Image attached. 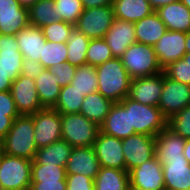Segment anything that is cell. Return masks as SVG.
Returning <instances> with one entry per match:
<instances>
[{
    "label": "cell",
    "mask_w": 190,
    "mask_h": 190,
    "mask_svg": "<svg viewBox=\"0 0 190 190\" xmlns=\"http://www.w3.org/2000/svg\"><path fill=\"white\" fill-rule=\"evenodd\" d=\"M120 103L129 109L130 129L137 134L155 137L168 126V119L159 107L141 104L129 97Z\"/></svg>",
    "instance_id": "3957f363"
},
{
    "label": "cell",
    "mask_w": 190,
    "mask_h": 190,
    "mask_svg": "<svg viewBox=\"0 0 190 190\" xmlns=\"http://www.w3.org/2000/svg\"><path fill=\"white\" fill-rule=\"evenodd\" d=\"M45 68L41 65L40 62L33 61L27 58H24L22 61L21 74L34 79L38 77Z\"/></svg>",
    "instance_id": "f6af8a7d"
},
{
    "label": "cell",
    "mask_w": 190,
    "mask_h": 190,
    "mask_svg": "<svg viewBox=\"0 0 190 190\" xmlns=\"http://www.w3.org/2000/svg\"><path fill=\"white\" fill-rule=\"evenodd\" d=\"M164 73L175 81L190 85V63L183 58L171 63Z\"/></svg>",
    "instance_id": "60d3db41"
},
{
    "label": "cell",
    "mask_w": 190,
    "mask_h": 190,
    "mask_svg": "<svg viewBox=\"0 0 190 190\" xmlns=\"http://www.w3.org/2000/svg\"><path fill=\"white\" fill-rule=\"evenodd\" d=\"M67 43L46 41L39 62L45 69L67 62Z\"/></svg>",
    "instance_id": "e575fe53"
},
{
    "label": "cell",
    "mask_w": 190,
    "mask_h": 190,
    "mask_svg": "<svg viewBox=\"0 0 190 190\" xmlns=\"http://www.w3.org/2000/svg\"><path fill=\"white\" fill-rule=\"evenodd\" d=\"M90 39L76 29L72 31L67 43V62L79 67L86 64V54Z\"/></svg>",
    "instance_id": "1f68e13d"
},
{
    "label": "cell",
    "mask_w": 190,
    "mask_h": 190,
    "mask_svg": "<svg viewBox=\"0 0 190 190\" xmlns=\"http://www.w3.org/2000/svg\"><path fill=\"white\" fill-rule=\"evenodd\" d=\"M59 20L75 25L84 11L81 0H54Z\"/></svg>",
    "instance_id": "74e56055"
},
{
    "label": "cell",
    "mask_w": 190,
    "mask_h": 190,
    "mask_svg": "<svg viewBox=\"0 0 190 190\" xmlns=\"http://www.w3.org/2000/svg\"><path fill=\"white\" fill-rule=\"evenodd\" d=\"M156 12L167 30L185 33L190 31V9L180 0L160 7Z\"/></svg>",
    "instance_id": "603a6c76"
},
{
    "label": "cell",
    "mask_w": 190,
    "mask_h": 190,
    "mask_svg": "<svg viewBox=\"0 0 190 190\" xmlns=\"http://www.w3.org/2000/svg\"><path fill=\"white\" fill-rule=\"evenodd\" d=\"M65 168L58 165H32L31 182L66 181Z\"/></svg>",
    "instance_id": "8d00e7d4"
},
{
    "label": "cell",
    "mask_w": 190,
    "mask_h": 190,
    "mask_svg": "<svg viewBox=\"0 0 190 190\" xmlns=\"http://www.w3.org/2000/svg\"><path fill=\"white\" fill-rule=\"evenodd\" d=\"M136 41L154 46L167 31L166 25L156 11L134 23Z\"/></svg>",
    "instance_id": "d4e9b609"
},
{
    "label": "cell",
    "mask_w": 190,
    "mask_h": 190,
    "mask_svg": "<svg viewBox=\"0 0 190 190\" xmlns=\"http://www.w3.org/2000/svg\"><path fill=\"white\" fill-rule=\"evenodd\" d=\"M65 169L66 175L82 174L94 180L100 165L93 146L73 147Z\"/></svg>",
    "instance_id": "e0dca14e"
},
{
    "label": "cell",
    "mask_w": 190,
    "mask_h": 190,
    "mask_svg": "<svg viewBox=\"0 0 190 190\" xmlns=\"http://www.w3.org/2000/svg\"><path fill=\"white\" fill-rule=\"evenodd\" d=\"M23 59L16 35L0 34V71L12 82L21 74Z\"/></svg>",
    "instance_id": "ac0fdd59"
},
{
    "label": "cell",
    "mask_w": 190,
    "mask_h": 190,
    "mask_svg": "<svg viewBox=\"0 0 190 190\" xmlns=\"http://www.w3.org/2000/svg\"><path fill=\"white\" fill-rule=\"evenodd\" d=\"M128 173L129 187H138L146 190L165 188L162 163L156 156L134 167Z\"/></svg>",
    "instance_id": "4fadbf2b"
},
{
    "label": "cell",
    "mask_w": 190,
    "mask_h": 190,
    "mask_svg": "<svg viewBox=\"0 0 190 190\" xmlns=\"http://www.w3.org/2000/svg\"><path fill=\"white\" fill-rule=\"evenodd\" d=\"M100 167L125 170L122 139L99 131L93 144Z\"/></svg>",
    "instance_id": "7c38bea8"
},
{
    "label": "cell",
    "mask_w": 190,
    "mask_h": 190,
    "mask_svg": "<svg viewBox=\"0 0 190 190\" xmlns=\"http://www.w3.org/2000/svg\"><path fill=\"white\" fill-rule=\"evenodd\" d=\"M186 53H190V31L186 33Z\"/></svg>",
    "instance_id": "db71d44e"
},
{
    "label": "cell",
    "mask_w": 190,
    "mask_h": 190,
    "mask_svg": "<svg viewBox=\"0 0 190 190\" xmlns=\"http://www.w3.org/2000/svg\"><path fill=\"white\" fill-rule=\"evenodd\" d=\"M32 116L34 141L38 149L62 139L61 114L58 111L53 108H44Z\"/></svg>",
    "instance_id": "ba28073f"
},
{
    "label": "cell",
    "mask_w": 190,
    "mask_h": 190,
    "mask_svg": "<svg viewBox=\"0 0 190 190\" xmlns=\"http://www.w3.org/2000/svg\"><path fill=\"white\" fill-rule=\"evenodd\" d=\"M183 155L190 164V139H185V146L183 150Z\"/></svg>",
    "instance_id": "816d5d0a"
},
{
    "label": "cell",
    "mask_w": 190,
    "mask_h": 190,
    "mask_svg": "<svg viewBox=\"0 0 190 190\" xmlns=\"http://www.w3.org/2000/svg\"><path fill=\"white\" fill-rule=\"evenodd\" d=\"M32 115H19L2 140L3 153L33 161L37 153Z\"/></svg>",
    "instance_id": "7a4b0ae2"
},
{
    "label": "cell",
    "mask_w": 190,
    "mask_h": 190,
    "mask_svg": "<svg viewBox=\"0 0 190 190\" xmlns=\"http://www.w3.org/2000/svg\"><path fill=\"white\" fill-rule=\"evenodd\" d=\"M28 25V8L18 0H0V34L16 35Z\"/></svg>",
    "instance_id": "2e32d148"
},
{
    "label": "cell",
    "mask_w": 190,
    "mask_h": 190,
    "mask_svg": "<svg viewBox=\"0 0 190 190\" xmlns=\"http://www.w3.org/2000/svg\"><path fill=\"white\" fill-rule=\"evenodd\" d=\"M112 7L115 19L133 23L154 12L148 0H113Z\"/></svg>",
    "instance_id": "4316f807"
},
{
    "label": "cell",
    "mask_w": 190,
    "mask_h": 190,
    "mask_svg": "<svg viewBox=\"0 0 190 190\" xmlns=\"http://www.w3.org/2000/svg\"><path fill=\"white\" fill-rule=\"evenodd\" d=\"M84 10L95 7L112 5L113 0H81Z\"/></svg>",
    "instance_id": "c3c4849f"
},
{
    "label": "cell",
    "mask_w": 190,
    "mask_h": 190,
    "mask_svg": "<svg viewBox=\"0 0 190 190\" xmlns=\"http://www.w3.org/2000/svg\"><path fill=\"white\" fill-rule=\"evenodd\" d=\"M67 182H31L29 190H66Z\"/></svg>",
    "instance_id": "bcb514c9"
},
{
    "label": "cell",
    "mask_w": 190,
    "mask_h": 190,
    "mask_svg": "<svg viewBox=\"0 0 190 190\" xmlns=\"http://www.w3.org/2000/svg\"><path fill=\"white\" fill-rule=\"evenodd\" d=\"M128 190H146L138 187H129ZM149 190H154V189H149ZM157 190H167L166 188L163 189H157Z\"/></svg>",
    "instance_id": "11a10c76"
},
{
    "label": "cell",
    "mask_w": 190,
    "mask_h": 190,
    "mask_svg": "<svg viewBox=\"0 0 190 190\" xmlns=\"http://www.w3.org/2000/svg\"><path fill=\"white\" fill-rule=\"evenodd\" d=\"M73 147L60 139L48 146L37 149L32 165H58L66 167Z\"/></svg>",
    "instance_id": "484cf974"
},
{
    "label": "cell",
    "mask_w": 190,
    "mask_h": 190,
    "mask_svg": "<svg viewBox=\"0 0 190 190\" xmlns=\"http://www.w3.org/2000/svg\"><path fill=\"white\" fill-rule=\"evenodd\" d=\"M186 33L167 30L153 46L159 64L164 70L186 53Z\"/></svg>",
    "instance_id": "5bb4252c"
},
{
    "label": "cell",
    "mask_w": 190,
    "mask_h": 190,
    "mask_svg": "<svg viewBox=\"0 0 190 190\" xmlns=\"http://www.w3.org/2000/svg\"><path fill=\"white\" fill-rule=\"evenodd\" d=\"M114 57L120 58L127 48L136 41L133 22L114 19L104 37Z\"/></svg>",
    "instance_id": "d6986e66"
},
{
    "label": "cell",
    "mask_w": 190,
    "mask_h": 190,
    "mask_svg": "<svg viewBox=\"0 0 190 190\" xmlns=\"http://www.w3.org/2000/svg\"><path fill=\"white\" fill-rule=\"evenodd\" d=\"M57 81V76L51 73L49 69H45L35 78L38 98L43 108L55 107L61 90Z\"/></svg>",
    "instance_id": "83f0119b"
},
{
    "label": "cell",
    "mask_w": 190,
    "mask_h": 190,
    "mask_svg": "<svg viewBox=\"0 0 190 190\" xmlns=\"http://www.w3.org/2000/svg\"><path fill=\"white\" fill-rule=\"evenodd\" d=\"M97 91L113 103L121 102L128 97L131 78L120 58H112L95 67Z\"/></svg>",
    "instance_id": "6da1fadb"
},
{
    "label": "cell",
    "mask_w": 190,
    "mask_h": 190,
    "mask_svg": "<svg viewBox=\"0 0 190 190\" xmlns=\"http://www.w3.org/2000/svg\"><path fill=\"white\" fill-rule=\"evenodd\" d=\"M180 1L190 9V0H180Z\"/></svg>",
    "instance_id": "6f0895ef"
},
{
    "label": "cell",
    "mask_w": 190,
    "mask_h": 190,
    "mask_svg": "<svg viewBox=\"0 0 190 190\" xmlns=\"http://www.w3.org/2000/svg\"><path fill=\"white\" fill-rule=\"evenodd\" d=\"M70 84L74 85V88L83 93L84 96L96 92L98 88L96 68L87 64L77 67Z\"/></svg>",
    "instance_id": "836d02e7"
},
{
    "label": "cell",
    "mask_w": 190,
    "mask_h": 190,
    "mask_svg": "<svg viewBox=\"0 0 190 190\" xmlns=\"http://www.w3.org/2000/svg\"><path fill=\"white\" fill-rule=\"evenodd\" d=\"M190 105V85L168 77L163 71V90L158 107L169 120L173 115Z\"/></svg>",
    "instance_id": "9c48e42d"
},
{
    "label": "cell",
    "mask_w": 190,
    "mask_h": 190,
    "mask_svg": "<svg viewBox=\"0 0 190 190\" xmlns=\"http://www.w3.org/2000/svg\"><path fill=\"white\" fill-rule=\"evenodd\" d=\"M176 1H179V0H148V2L150 3V6L152 7L154 11L158 10L162 6H166Z\"/></svg>",
    "instance_id": "f907efd6"
},
{
    "label": "cell",
    "mask_w": 190,
    "mask_h": 190,
    "mask_svg": "<svg viewBox=\"0 0 190 190\" xmlns=\"http://www.w3.org/2000/svg\"><path fill=\"white\" fill-rule=\"evenodd\" d=\"M10 92L20 115H32L44 109L39 101L34 79L20 74L12 82Z\"/></svg>",
    "instance_id": "8fae6325"
},
{
    "label": "cell",
    "mask_w": 190,
    "mask_h": 190,
    "mask_svg": "<svg viewBox=\"0 0 190 190\" xmlns=\"http://www.w3.org/2000/svg\"><path fill=\"white\" fill-rule=\"evenodd\" d=\"M185 139L168 126L155 136V156L162 163L168 159H182Z\"/></svg>",
    "instance_id": "44dd1931"
},
{
    "label": "cell",
    "mask_w": 190,
    "mask_h": 190,
    "mask_svg": "<svg viewBox=\"0 0 190 190\" xmlns=\"http://www.w3.org/2000/svg\"><path fill=\"white\" fill-rule=\"evenodd\" d=\"M85 96L74 88V85L68 84L61 87L58 101L53 109L60 114L80 113L82 102Z\"/></svg>",
    "instance_id": "d6a6232c"
},
{
    "label": "cell",
    "mask_w": 190,
    "mask_h": 190,
    "mask_svg": "<svg viewBox=\"0 0 190 190\" xmlns=\"http://www.w3.org/2000/svg\"><path fill=\"white\" fill-rule=\"evenodd\" d=\"M0 115L19 116L10 91L0 92Z\"/></svg>",
    "instance_id": "ee69618b"
},
{
    "label": "cell",
    "mask_w": 190,
    "mask_h": 190,
    "mask_svg": "<svg viewBox=\"0 0 190 190\" xmlns=\"http://www.w3.org/2000/svg\"><path fill=\"white\" fill-rule=\"evenodd\" d=\"M38 0H18V2L20 3V5L22 7L25 8H30L31 6H33Z\"/></svg>",
    "instance_id": "f5cc1de1"
},
{
    "label": "cell",
    "mask_w": 190,
    "mask_h": 190,
    "mask_svg": "<svg viewBox=\"0 0 190 190\" xmlns=\"http://www.w3.org/2000/svg\"><path fill=\"white\" fill-rule=\"evenodd\" d=\"M32 161L2 153L0 156V188L3 190H29Z\"/></svg>",
    "instance_id": "8992f818"
},
{
    "label": "cell",
    "mask_w": 190,
    "mask_h": 190,
    "mask_svg": "<svg viewBox=\"0 0 190 190\" xmlns=\"http://www.w3.org/2000/svg\"><path fill=\"white\" fill-rule=\"evenodd\" d=\"M162 169L167 190H190V164L185 157L168 159Z\"/></svg>",
    "instance_id": "7402d4cb"
},
{
    "label": "cell",
    "mask_w": 190,
    "mask_h": 190,
    "mask_svg": "<svg viewBox=\"0 0 190 190\" xmlns=\"http://www.w3.org/2000/svg\"><path fill=\"white\" fill-rule=\"evenodd\" d=\"M122 148L125 170L129 172L155 156V137L135 133L122 139Z\"/></svg>",
    "instance_id": "30bf717a"
},
{
    "label": "cell",
    "mask_w": 190,
    "mask_h": 190,
    "mask_svg": "<svg viewBox=\"0 0 190 190\" xmlns=\"http://www.w3.org/2000/svg\"><path fill=\"white\" fill-rule=\"evenodd\" d=\"M129 173L126 170L100 167L94 179L95 190H128Z\"/></svg>",
    "instance_id": "f546056e"
},
{
    "label": "cell",
    "mask_w": 190,
    "mask_h": 190,
    "mask_svg": "<svg viewBox=\"0 0 190 190\" xmlns=\"http://www.w3.org/2000/svg\"><path fill=\"white\" fill-rule=\"evenodd\" d=\"M29 25L42 28L59 20L54 0H38L28 9Z\"/></svg>",
    "instance_id": "4dcf8cb0"
},
{
    "label": "cell",
    "mask_w": 190,
    "mask_h": 190,
    "mask_svg": "<svg viewBox=\"0 0 190 190\" xmlns=\"http://www.w3.org/2000/svg\"><path fill=\"white\" fill-rule=\"evenodd\" d=\"M183 59H185V61H189V63H190V53H185L183 55Z\"/></svg>",
    "instance_id": "9f6ffc18"
},
{
    "label": "cell",
    "mask_w": 190,
    "mask_h": 190,
    "mask_svg": "<svg viewBox=\"0 0 190 190\" xmlns=\"http://www.w3.org/2000/svg\"><path fill=\"white\" fill-rule=\"evenodd\" d=\"M100 131L118 139H125L135 134L134 129H130L129 109L120 102L114 103L100 126Z\"/></svg>",
    "instance_id": "ffe728a7"
},
{
    "label": "cell",
    "mask_w": 190,
    "mask_h": 190,
    "mask_svg": "<svg viewBox=\"0 0 190 190\" xmlns=\"http://www.w3.org/2000/svg\"><path fill=\"white\" fill-rule=\"evenodd\" d=\"M66 190H95L94 180L82 174L66 175Z\"/></svg>",
    "instance_id": "7bdbcfd3"
},
{
    "label": "cell",
    "mask_w": 190,
    "mask_h": 190,
    "mask_svg": "<svg viewBox=\"0 0 190 190\" xmlns=\"http://www.w3.org/2000/svg\"><path fill=\"white\" fill-rule=\"evenodd\" d=\"M163 90V72L132 79L128 97L141 104L158 107Z\"/></svg>",
    "instance_id": "9a60e30c"
},
{
    "label": "cell",
    "mask_w": 190,
    "mask_h": 190,
    "mask_svg": "<svg viewBox=\"0 0 190 190\" xmlns=\"http://www.w3.org/2000/svg\"><path fill=\"white\" fill-rule=\"evenodd\" d=\"M112 58H114V56L111 52V48L104 38L90 39L86 54L87 65L96 67Z\"/></svg>",
    "instance_id": "d590c367"
},
{
    "label": "cell",
    "mask_w": 190,
    "mask_h": 190,
    "mask_svg": "<svg viewBox=\"0 0 190 190\" xmlns=\"http://www.w3.org/2000/svg\"><path fill=\"white\" fill-rule=\"evenodd\" d=\"M100 127L80 113L61 114L62 139L72 147L93 146Z\"/></svg>",
    "instance_id": "5b68a950"
},
{
    "label": "cell",
    "mask_w": 190,
    "mask_h": 190,
    "mask_svg": "<svg viewBox=\"0 0 190 190\" xmlns=\"http://www.w3.org/2000/svg\"><path fill=\"white\" fill-rule=\"evenodd\" d=\"M18 116H6L0 115V142L7 135L10 128L12 127L13 120Z\"/></svg>",
    "instance_id": "7dc6e473"
},
{
    "label": "cell",
    "mask_w": 190,
    "mask_h": 190,
    "mask_svg": "<svg viewBox=\"0 0 190 190\" xmlns=\"http://www.w3.org/2000/svg\"><path fill=\"white\" fill-rule=\"evenodd\" d=\"M3 150H2V142H0V156L2 155Z\"/></svg>",
    "instance_id": "680465c9"
},
{
    "label": "cell",
    "mask_w": 190,
    "mask_h": 190,
    "mask_svg": "<svg viewBox=\"0 0 190 190\" xmlns=\"http://www.w3.org/2000/svg\"><path fill=\"white\" fill-rule=\"evenodd\" d=\"M115 19L112 5L89 8L83 11L75 29L89 39L104 38Z\"/></svg>",
    "instance_id": "52a82bcc"
},
{
    "label": "cell",
    "mask_w": 190,
    "mask_h": 190,
    "mask_svg": "<svg viewBox=\"0 0 190 190\" xmlns=\"http://www.w3.org/2000/svg\"><path fill=\"white\" fill-rule=\"evenodd\" d=\"M131 79L163 72L153 46L135 42L120 57Z\"/></svg>",
    "instance_id": "277c9868"
},
{
    "label": "cell",
    "mask_w": 190,
    "mask_h": 190,
    "mask_svg": "<svg viewBox=\"0 0 190 190\" xmlns=\"http://www.w3.org/2000/svg\"><path fill=\"white\" fill-rule=\"evenodd\" d=\"M12 81L9 75L0 71V92H7L11 90Z\"/></svg>",
    "instance_id": "681fc988"
},
{
    "label": "cell",
    "mask_w": 190,
    "mask_h": 190,
    "mask_svg": "<svg viewBox=\"0 0 190 190\" xmlns=\"http://www.w3.org/2000/svg\"><path fill=\"white\" fill-rule=\"evenodd\" d=\"M16 39L23 58L39 62L46 42L42 29L28 25L16 34Z\"/></svg>",
    "instance_id": "cb8c5ba5"
},
{
    "label": "cell",
    "mask_w": 190,
    "mask_h": 190,
    "mask_svg": "<svg viewBox=\"0 0 190 190\" xmlns=\"http://www.w3.org/2000/svg\"><path fill=\"white\" fill-rule=\"evenodd\" d=\"M168 127L184 139H190V105L168 120Z\"/></svg>",
    "instance_id": "ab89813d"
},
{
    "label": "cell",
    "mask_w": 190,
    "mask_h": 190,
    "mask_svg": "<svg viewBox=\"0 0 190 190\" xmlns=\"http://www.w3.org/2000/svg\"><path fill=\"white\" fill-rule=\"evenodd\" d=\"M77 67L71 65L69 62L59 64L49 68V71L57 76L58 84L64 87L71 83L73 77L75 76Z\"/></svg>",
    "instance_id": "b9f144b4"
},
{
    "label": "cell",
    "mask_w": 190,
    "mask_h": 190,
    "mask_svg": "<svg viewBox=\"0 0 190 190\" xmlns=\"http://www.w3.org/2000/svg\"><path fill=\"white\" fill-rule=\"evenodd\" d=\"M113 104L114 103L111 100L105 98L102 94L96 91L85 96L80 109V114L84 115L100 127L105 121Z\"/></svg>",
    "instance_id": "f1b7e54d"
},
{
    "label": "cell",
    "mask_w": 190,
    "mask_h": 190,
    "mask_svg": "<svg viewBox=\"0 0 190 190\" xmlns=\"http://www.w3.org/2000/svg\"><path fill=\"white\" fill-rule=\"evenodd\" d=\"M46 41L64 43L68 41L75 25L57 20L50 25L41 28Z\"/></svg>",
    "instance_id": "f35d334b"
}]
</instances>
